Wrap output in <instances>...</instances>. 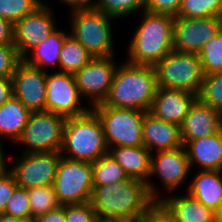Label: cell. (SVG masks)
<instances>
[{"label": "cell", "mask_w": 222, "mask_h": 222, "mask_svg": "<svg viewBox=\"0 0 222 222\" xmlns=\"http://www.w3.org/2000/svg\"><path fill=\"white\" fill-rule=\"evenodd\" d=\"M14 24L9 20L0 17V44L13 45Z\"/></svg>", "instance_id": "obj_40"}, {"label": "cell", "mask_w": 222, "mask_h": 222, "mask_svg": "<svg viewBox=\"0 0 222 222\" xmlns=\"http://www.w3.org/2000/svg\"><path fill=\"white\" fill-rule=\"evenodd\" d=\"M198 55L204 75L222 71V30L204 45Z\"/></svg>", "instance_id": "obj_31"}, {"label": "cell", "mask_w": 222, "mask_h": 222, "mask_svg": "<svg viewBox=\"0 0 222 222\" xmlns=\"http://www.w3.org/2000/svg\"><path fill=\"white\" fill-rule=\"evenodd\" d=\"M1 140V138H0ZM2 141H0V169H3V168H6L7 164H6V157L7 155L4 154V150H3V147H2V144H1Z\"/></svg>", "instance_id": "obj_45"}, {"label": "cell", "mask_w": 222, "mask_h": 222, "mask_svg": "<svg viewBox=\"0 0 222 222\" xmlns=\"http://www.w3.org/2000/svg\"><path fill=\"white\" fill-rule=\"evenodd\" d=\"M21 60L14 45L0 44V77L12 78Z\"/></svg>", "instance_id": "obj_36"}, {"label": "cell", "mask_w": 222, "mask_h": 222, "mask_svg": "<svg viewBox=\"0 0 222 222\" xmlns=\"http://www.w3.org/2000/svg\"><path fill=\"white\" fill-rule=\"evenodd\" d=\"M197 173L186 192L215 212L222 202V171L200 170Z\"/></svg>", "instance_id": "obj_23"}, {"label": "cell", "mask_w": 222, "mask_h": 222, "mask_svg": "<svg viewBox=\"0 0 222 222\" xmlns=\"http://www.w3.org/2000/svg\"><path fill=\"white\" fill-rule=\"evenodd\" d=\"M3 213L19 219L32 218L27 189L17 186Z\"/></svg>", "instance_id": "obj_34"}, {"label": "cell", "mask_w": 222, "mask_h": 222, "mask_svg": "<svg viewBox=\"0 0 222 222\" xmlns=\"http://www.w3.org/2000/svg\"><path fill=\"white\" fill-rule=\"evenodd\" d=\"M197 98L222 113V71L204 75Z\"/></svg>", "instance_id": "obj_32"}, {"label": "cell", "mask_w": 222, "mask_h": 222, "mask_svg": "<svg viewBox=\"0 0 222 222\" xmlns=\"http://www.w3.org/2000/svg\"><path fill=\"white\" fill-rule=\"evenodd\" d=\"M69 34L63 30L56 29L46 41L30 51L32 56L27 55L22 60L32 67L40 68L44 72H47L50 66H59L61 48Z\"/></svg>", "instance_id": "obj_25"}, {"label": "cell", "mask_w": 222, "mask_h": 222, "mask_svg": "<svg viewBox=\"0 0 222 222\" xmlns=\"http://www.w3.org/2000/svg\"><path fill=\"white\" fill-rule=\"evenodd\" d=\"M13 96L12 78L0 77V106Z\"/></svg>", "instance_id": "obj_42"}, {"label": "cell", "mask_w": 222, "mask_h": 222, "mask_svg": "<svg viewBox=\"0 0 222 222\" xmlns=\"http://www.w3.org/2000/svg\"><path fill=\"white\" fill-rule=\"evenodd\" d=\"M90 108L101 122L108 149L115 146H144V111L115 108L103 103Z\"/></svg>", "instance_id": "obj_6"}, {"label": "cell", "mask_w": 222, "mask_h": 222, "mask_svg": "<svg viewBox=\"0 0 222 222\" xmlns=\"http://www.w3.org/2000/svg\"><path fill=\"white\" fill-rule=\"evenodd\" d=\"M92 58L80 42L69 34L61 48L59 71L75 74Z\"/></svg>", "instance_id": "obj_26"}, {"label": "cell", "mask_w": 222, "mask_h": 222, "mask_svg": "<svg viewBox=\"0 0 222 222\" xmlns=\"http://www.w3.org/2000/svg\"><path fill=\"white\" fill-rule=\"evenodd\" d=\"M216 222H222V202L220 203L218 209L215 211Z\"/></svg>", "instance_id": "obj_47"}, {"label": "cell", "mask_w": 222, "mask_h": 222, "mask_svg": "<svg viewBox=\"0 0 222 222\" xmlns=\"http://www.w3.org/2000/svg\"><path fill=\"white\" fill-rule=\"evenodd\" d=\"M222 30V16L183 18L174 16L173 50L199 54L218 32Z\"/></svg>", "instance_id": "obj_12"}, {"label": "cell", "mask_w": 222, "mask_h": 222, "mask_svg": "<svg viewBox=\"0 0 222 222\" xmlns=\"http://www.w3.org/2000/svg\"><path fill=\"white\" fill-rule=\"evenodd\" d=\"M44 0H0V17L13 24L35 12L40 6L49 8Z\"/></svg>", "instance_id": "obj_30"}, {"label": "cell", "mask_w": 222, "mask_h": 222, "mask_svg": "<svg viewBox=\"0 0 222 222\" xmlns=\"http://www.w3.org/2000/svg\"><path fill=\"white\" fill-rule=\"evenodd\" d=\"M221 129L222 113L197 98L180 126L181 139L185 146L189 141L218 133Z\"/></svg>", "instance_id": "obj_18"}, {"label": "cell", "mask_w": 222, "mask_h": 222, "mask_svg": "<svg viewBox=\"0 0 222 222\" xmlns=\"http://www.w3.org/2000/svg\"><path fill=\"white\" fill-rule=\"evenodd\" d=\"M154 69L158 87L183 89L198 95L204 79L198 54L172 50Z\"/></svg>", "instance_id": "obj_7"}, {"label": "cell", "mask_w": 222, "mask_h": 222, "mask_svg": "<svg viewBox=\"0 0 222 222\" xmlns=\"http://www.w3.org/2000/svg\"><path fill=\"white\" fill-rule=\"evenodd\" d=\"M52 8L40 6L35 12L24 16L14 24V42L21 59L30 54L57 29Z\"/></svg>", "instance_id": "obj_15"}, {"label": "cell", "mask_w": 222, "mask_h": 222, "mask_svg": "<svg viewBox=\"0 0 222 222\" xmlns=\"http://www.w3.org/2000/svg\"><path fill=\"white\" fill-rule=\"evenodd\" d=\"M53 186L62 206L90 202L93 190L92 163L62 156Z\"/></svg>", "instance_id": "obj_8"}, {"label": "cell", "mask_w": 222, "mask_h": 222, "mask_svg": "<svg viewBox=\"0 0 222 222\" xmlns=\"http://www.w3.org/2000/svg\"><path fill=\"white\" fill-rule=\"evenodd\" d=\"M129 43V63L154 66L173 50L174 16L143 10Z\"/></svg>", "instance_id": "obj_3"}, {"label": "cell", "mask_w": 222, "mask_h": 222, "mask_svg": "<svg viewBox=\"0 0 222 222\" xmlns=\"http://www.w3.org/2000/svg\"><path fill=\"white\" fill-rule=\"evenodd\" d=\"M32 218L45 214L61 206L53 185L27 189Z\"/></svg>", "instance_id": "obj_28"}, {"label": "cell", "mask_w": 222, "mask_h": 222, "mask_svg": "<svg viewBox=\"0 0 222 222\" xmlns=\"http://www.w3.org/2000/svg\"><path fill=\"white\" fill-rule=\"evenodd\" d=\"M97 215L90 202L65 205V222H95Z\"/></svg>", "instance_id": "obj_35"}, {"label": "cell", "mask_w": 222, "mask_h": 222, "mask_svg": "<svg viewBox=\"0 0 222 222\" xmlns=\"http://www.w3.org/2000/svg\"><path fill=\"white\" fill-rule=\"evenodd\" d=\"M108 153L124 169L129 178L147 183L150 175L151 152L144 146L110 147Z\"/></svg>", "instance_id": "obj_21"}, {"label": "cell", "mask_w": 222, "mask_h": 222, "mask_svg": "<svg viewBox=\"0 0 222 222\" xmlns=\"http://www.w3.org/2000/svg\"><path fill=\"white\" fill-rule=\"evenodd\" d=\"M21 156L8 167L18 186L29 189L54 184L62 157L60 151L24 153Z\"/></svg>", "instance_id": "obj_11"}, {"label": "cell", "mask_w": 222, "mask_h": 222, "mask_svg": "<svg viewBox=\"0 0 222 222\" xmlns=\"http://www.w3.org/2000/svg\"><path fill=\"white\" fill-rule=\"evenodd\" d=\"M156 153L155 156L151 153L150 175L146 186L149 196L153 200H160L158 188L150 181L152 176H159L165 190L174 193V190L183 185L192 169L184 146Z\"/></svg>", "instance_id": "obj_10"}, {"label": "cell", "mask_w": 222, "mask_h": 222, "mask_svg": "<svg viewBox=\"0 0 222 222\" xmlns=\"http://www.w3.org/2000/svg\"><path fill=\"white\" fill-rule=\"evenodd\" d=\"M19 218L7 215L5 213H0V222H19Z\"/></svg>", "instance_id": "obj_44"}, {"label": "cell", "mask_w": 222, "mask_h": 222, "mask_svg": "<svg viewBox=\"0 0 222 222\" xmlns=\"http://www.w3.org/2000/svg\"><path fill=\"white\" fill-rule=\"evenodd\" d=\"M197 95L183 89L158 87L149 110L155 117L181 126Z\"/></svg>", "instance_id": "obj_17"}, {"label": "cell", "mask_w": 222, "mask_h": 222, "mask_svg": "<svg viewBox=\"0 0 222 222\" xmlns=\"http://www.w3.org/2000/svg\"><path fill=\"white\" fill-rule=\"evenodd\" d=\"M93 185H110L129 177L124 169L108 153L92 163Z\"/></svg>", "instance_id": "obj_27"}, {"label": "cell", "mask_w": 222, "mask_h": 222, "mask_svg": "<svg viewBox=\"0 0 222 222\" xmlns=\"http://www.w3.org/2000/svg\"><path fill=\"white\" fill-rule=\"evenodd\" d=\"M154 200L144 182L128 178L110 185H93L90 203L97 217L136 222Z\"/></svg>", "instance_id": "obj_1"}, {"label": "cell", "mask_w": 222, "mask_h": 222, "mask_svg": "<svg viewBox=\"0 0 222 222\" xmlns=\"http://www.w3.org/2000/svg\"><path fill=\"white\" fill-rule=\"evenodd\" d=\"M47 72L21 60L12 75L13 96L31 112L46 111Z\"/></svg>", "instance_id": "obj_16"}, {"label": "cell", "mask_w": 222, "mask_h": 222, "mask_svg": "<svg viewBox=\"0 0 222 222\" xmlns=\"http://www.w3.org/2000/svg\"><path fill=\"white\" fill-rule=\"evenodd\" d=\"M95 222H131V221H129V220H121V219H106V218L97 217Z\"/></svg>", "instance_id": "obj_46"}, {"label": "cell", "mask_w": 222, "mask_h": 222, "mask_svg": "<svg viewBox=\"0 0 222 222\" xmlns=\"http://www.w3.org/2000/svg\"><path fill=\"white\" fill-rule=\"evenodd\" d=\"M17 183L8 167L0 169V213H3Z\"/></svg>", "instance_id": "obj_38"}, {"label": "cell", "mask_w": 222, "mask_h": 222, "mask_svg": "<svg viewBox=\"0 0 222 222\" xmlns=\"http://www.w3.org/2000/svg\"><path fill=\"white\" fill-rule=\"evenodd\" d=\"M113 57H95L74 74L81 97L90 98L93 107L106 99L118 63ZM92 98V99H91Z\"/></svg>", "instance_id": "obj_14"}, {"label": "cell", "mask_w": 222, "mask_h": 222, "mask_svg": "<svg viewBox=\"0 0 222 222\" xmlns=\"http://www.w3.org/2000/svg\"><path fill=\"white\" fill-rule=\"evenodd\" d=\"M177 16L183 18L222 16V0H182Z\"/></svg>", "instance_id": "obj_29"}, {"label": "cell", "mask_w": 222, "mask_h": 222, "mask_svg": "<svg viewBox=\"0 0 222 222\" xmlns=\"http://www.w3.org/2000/svg\"><path fill=\"white\" fill-rule=\"evenodd\" d=\"M136 222H177V220L160 200H154Z\"/></svg>", "instance_id": "obj_37"}, {"label": "cell", "mask_w": 222, "mask_h": 222, "mask_svg": "<svg viewBox=\"0 0 222 222\" xmlns=\"http://www.w3.org/2000/svg\"><path fill=\"white\" fill-rule=\"evenodd\" d=\"M66 117L49 111L32 112L17 144L24 153L61 151Z\"/></svg>", "instance_id": "obj_9"}, {"label": "cell", "mask_w": 222, "mask_h": 222, "mask_svg": "<svg viewBox=\"0 0 222 222\" xmlns=\"http://www.w3.org/2000/svg\"><path fill=\"white\" fill-rule=\"evenodd\" d=\"M192 167L222 171V129L215 134L189 141L185 146Z\"/></svg>", "instance_id": "obj_20"}, {"label": "cell", "mask_w": 222, "mask_h": 222, "mask_svg": "<svg viewBox=\"0 0 222 222\" xmlns=\"http://www.w3.org/2000/svg\"><path fill=\"white\" fill-rule=\"evenodd\" d=\"M71 12V32L93 57H114L112 16L96 9H76Z\"/></svg>", "instance_id": "obj_5"}, {"label": "cell", "mask_w": 222, "mask_h": 222, "mask_svg": "<svg viewBox=\"0 0 222 222\" xmlns=\"http://www.w3.org/2000/svg\"><path fill=\"white\" fill-rule=\"evenodd\" d=\"M46 76V111L67 117L81 116L91 108L82 104L74 74L55 71ZM81 100V101H80Z\"/></svg>", "instance_id": "obj_13"}, {"label": "cell", "mask_w": 222, "mask_h": 222, "mask_svg": "<svg viewBox=\"0 0 222 222\" xmlns=\"http://www.w3.org/2000/svg\"><path fill=\"white\" fill-rule=\"evenodd\" d=\"M142 133L144 147L151 153L184 146L180 126L157 118L149 111L144 115Z\"/></svg>", "instance_id": "obj_19"}, {"label": "cell", "mask_w": 222, "mask_h": 222, "mask_svg": "<svg viewBox=\"0 0 222 222\" xmlns=\"http://www.w3.org/2000/svg\"><path fill=\"white\" fill-rule=\"evenodd\" d=\"M19 222H35L34 218H25V219H20Z\"/></svg>", "instance_id": "obj_49"}, {"label": "cell", "mask_w": 222, "mask_h": 222, "mask_svg": "<svg viewBox=\"0 0 222 222\" xmlns=\"http://www.w3.org/2000/svg\"><path fill=\"white\" fill-rule=\"evenodd\" d=\"M157 89L154 66L136 65L125 60L117 66L103 104L147 112L152 106Z\"/></svg>", "instance_id": "obj_2"}, {"label": "cell", "mask_w": 222, "mask_h": 222, "mask_svg": "<svg viewBox=\"0 0 222 222\" xmlns=\"http://www.w3.org/2000/svg\"><path fill=\"white\" fill-rule=\"evenodd\" d=\"M97 0H72V10L95 9Z\"/></svg>", "instance_id": "obj_43"}, {"label": "cell", "mask_w": 222, "mask_h": 222, "mask_svg": "<svg viewBox=\"0 0 222 222\" xmlns=\"http://www.w3.org/2000/svg\"><path fill=\"white\" fill-rule=\"evenodd\" d=\"M61 1V2H60ZM58 2L63 3V4H68V7L71 8L70 11H72V0H59Z\"/></svg>", "instance_id": "obj_48"}, {"label": "cell", "mask_w": 222, "mask_h": 222, "mask_svg": "<svg viewBox=\"0 0 222 222\" xmlns=\"http://www.w3.org/2000/svg\"><path fill=\"white\" fill-rule=\"evenodd\" d=\"M108 150L101 122L91 109L81 116L66 118L61 156L94 163Z\"/></svg>", "instance_id": "obj_4"}, {"label": "cell", "mask_w": 222, "mask_h": 222, "mask_svg": "<svg viewBox=\"0 0 222 222\" xmlns=\"http://www.w3.org/2000/svg\"><path fill=\"white\" fill-rule=\"evenodd\" d=\"M31 113L15 96L8 99L0 106V138L16 143Z\"/></svg>", "instance_id": "obj_24"}, {"label": "cell", "mask_w": 222, "mask_h": 222, "mask_svg": "<svg viewBox=\"0 0 222 222\" xmlns=\"http://www.w3.org/2000/svg\"><path fill=\"white\" fill-rule=\"evenodd\" d=\"M182 0H145L144 10L177 16Z\"/></svg>", "instance_id": "obj_39"}, {"label": "cell", "mask_w": 222, "mask_h": 222, "mask_svg": "<svg viewBox=\"0 0 222 222\" xmlns=\"http://www.w3.org/2000/svg\"><path fill=\"white\" fill-rule=\"evenodd\" d=\"M160 201L169 209L177 222H216L215 212L191 196L170 195Z\"/></svg>", "instance_id": "obj_22"}, {"label": "cell", "mask_w": 222, "mask_h": 222, "mask_svg": "<svg viewBox=\"0 0 222 222\" xmlns=\"http://www.w3.org/2000/svg\"><path fill=\"white\" fill-rule=\"evenodd\" d=\"M35 222H65V205L34 218Z\"/></svg>", "instance_id": "obj_41"}, {"label": "cell", "mask_w": 222, "mask_h": 222, "mask_svg": "<svg viewBox=\"0 0 222 222\" xmlns=\"http://www.w3.org/2000/svg\"><path fill=\"white\" fill-rule=\"evenodd\" d=\"M145 0H97L95 9L112 16L114 19L135 14L144 10Z\"/></svg>", "instance_id": "obj_33"}]
</instances>
